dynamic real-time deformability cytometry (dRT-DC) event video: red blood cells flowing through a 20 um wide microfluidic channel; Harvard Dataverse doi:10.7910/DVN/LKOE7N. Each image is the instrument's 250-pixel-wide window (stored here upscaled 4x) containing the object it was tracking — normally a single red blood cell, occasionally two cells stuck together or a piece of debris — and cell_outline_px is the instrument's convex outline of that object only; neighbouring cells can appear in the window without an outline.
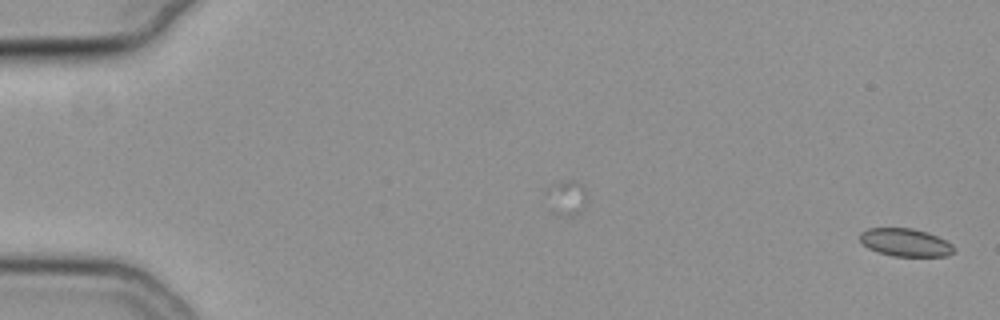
{"species": "common noctule bat (a hibernating species)", "species_latin": "Nyctalus noctula", "temperature_condition": "cold", "stored_images_in_passage": 10, "camera_frame_rate_fps": 3000, "um_per_image_px": 0.085, "animal": {"sex": "female", "body_mass_g": 19.3, "forearm_length_mm": 54.1}, "frame": {"image": 1, "passage_image": 1, "time_ms": 0.0, "image_size_px": [1000, 320], "cell_outline_px": [[952, 252], [948, 256], [892, 256], [876, 252], [868, 248], [860, 240], [860, 232], [868, 228], [912, 228], [928, 232], [952, 244]], "centroid_in_image_um": [76.91, 20.6], "position_along_channel_um": 8.1, "area_um2": 15.2}}